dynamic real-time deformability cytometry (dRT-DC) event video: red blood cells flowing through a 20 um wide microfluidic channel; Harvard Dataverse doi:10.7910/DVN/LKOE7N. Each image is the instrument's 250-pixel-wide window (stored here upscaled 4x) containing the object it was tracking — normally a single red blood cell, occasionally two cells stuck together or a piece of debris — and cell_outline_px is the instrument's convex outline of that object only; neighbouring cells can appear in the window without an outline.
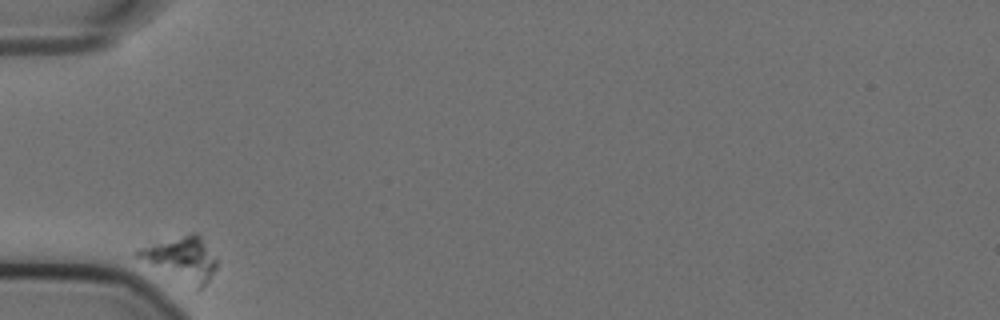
{"species": "Egyptian fruit bat (a non-hibernating species)", "species_latin": "Rousettus aegyptiacus", "temperature_condition": "cold", "stored_images_in_passage": 35, "camera_frame_rate_fps": 3000, "um_per_image_px": 0.085, "animal": {"sex": "female"}, "frame": {"image": 1, "passage_image": 1, "time_ms": 0.0, "image_size_px": [1000, 320], "cell_outline_px": [[216, 268], [208, 280], [200, 288], [136, 256], [136, 252], [140, 248], [192, 232], [196, 232], [200, 236], [216, 260]], "centroid_in_image_um": [15.48, 21.93], "position_along_channel_um": 69.5, "area_um2": 18.5}}
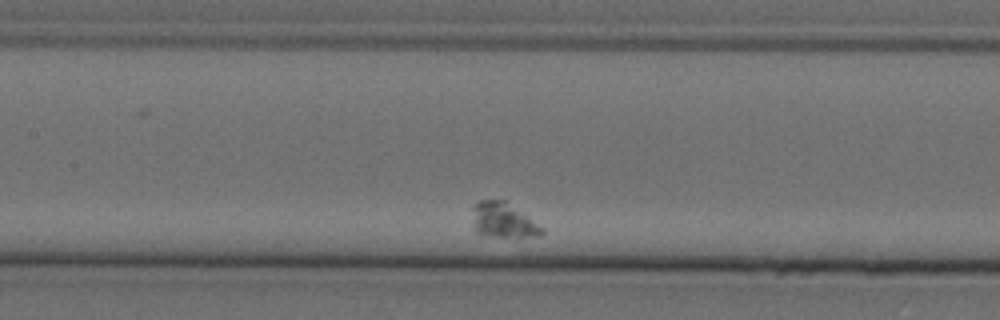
{"frame": {"image": 2, "passage_image": 12, "time_ms": 3.667, "image_size_px": [1000, 320], "cell_outline_px": [[544, 232], [540, 236], [480, 236], [476, 232], [472, 208], [472, 204], [480, 200], [504, 200], [544, 228]], "centroid_in_image_um": [42.74, 18.72], "position_along_channel_um": 164.7, "area_um2": 13.99}}
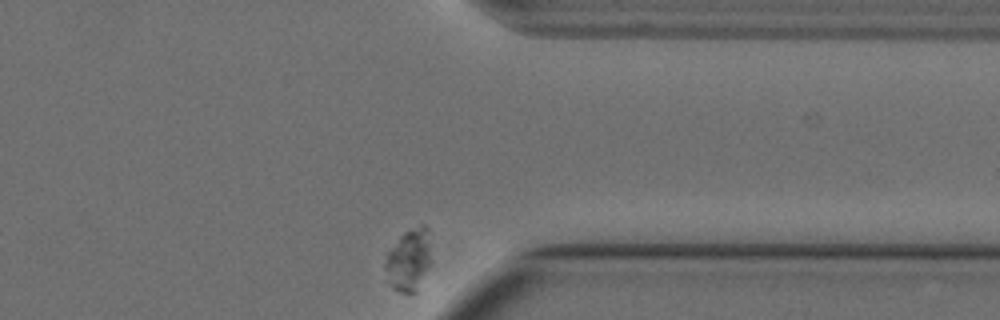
{"frame": {"image": 3, "passage_image": 35, "time_ms": 11.333, "image_size_px": [1000, 320], "cell_outline_px": [[428, 264], [416, 292], [400, 292], [392, 288], [384, 280], [384, 264], [388, 252], [400, 236], [404, 232], [420, 224], [424, 224], [428, 228]], "centroid_in_image_um": [34.66, 22.11], "position_along_channel_um": 376.7, "area_um2": 16.3}}